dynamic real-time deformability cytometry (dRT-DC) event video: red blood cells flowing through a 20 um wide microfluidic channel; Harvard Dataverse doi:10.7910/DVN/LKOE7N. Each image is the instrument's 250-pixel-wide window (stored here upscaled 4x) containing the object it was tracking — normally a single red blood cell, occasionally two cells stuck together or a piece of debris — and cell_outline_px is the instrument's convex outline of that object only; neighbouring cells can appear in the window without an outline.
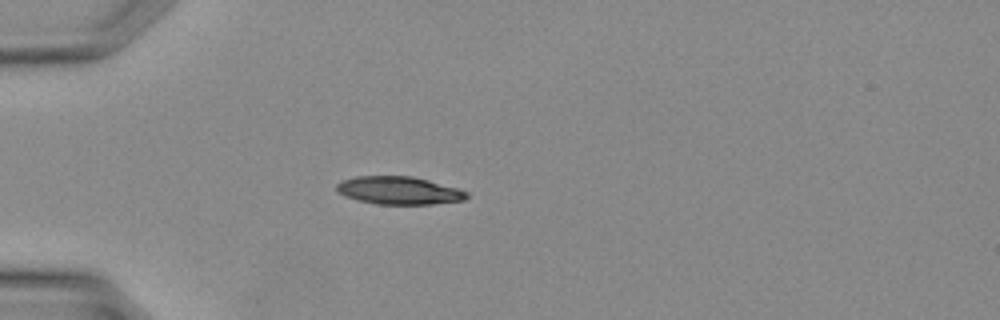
{"species": "Egyptian fruit bat (a non-hibernating species)", "species_latin": "Rousettus aegyptiacus", "temperature_condition": "warm", "stored_images_in_passage": 27, "camera_frame_rate_fps": 3000, "um_per_image_px": 0.085, "animal": {"sex": "female"}, "frame": {"image": 1, "passage_image": 1, "time_ms": 0.0, "image_size_px": [1000, 320], "cell_outline_px": [[468, 196], [464, 200], [432, 204], [376, 204], [356, 200], [344, 196], [336, 192], [336, 184], [340, 180], [356, 176], [412, 176], [428, 180], [456, 188], [468, 192]], "centroid_in_image_um": [33.84, 16.19], "position_along_channel_um": 51.2, "area_um2": 21.21}}
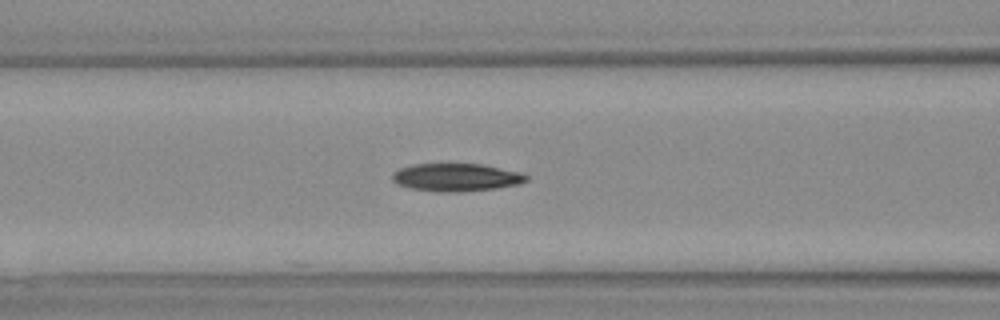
{"frame": {"image": 2, "passage_image": 6, "time_ms": 1.667, "image_size_px": [1000, 320], "cell_outline_px": [[528, 180], [520, 184], [496, 188], [456, 192], [436, 192], [412, 188], [396, 184], [392, 180], [392, 172], [400, 168], [412, 164], [480, 164], [524, 172], [528, 176]], "centroid_in_image_um": [38.79, 15.07], "position_along_channel_um": 127.8, "area_um2": 21.91}}
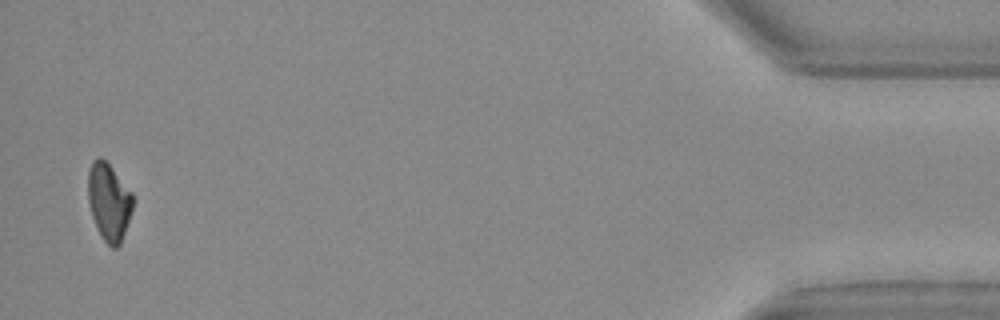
{"frame": {"image": 3, "passage_image": 26, "time_ms": 8.333, "image_size_px": [1000, 320], "cell_outline_px": [[136, 200], [120, 244], [116, 248], [112, 248], [100, 236], [96, 228], [92, 216], [88, 200], [88, 172], [92, 160], [100, 156], [108, 164], [132, 192]], "centroid_in_image_um": [9.27, 17.16], "position_along_channel_um": 425.9, "area_um2": 20.35}}